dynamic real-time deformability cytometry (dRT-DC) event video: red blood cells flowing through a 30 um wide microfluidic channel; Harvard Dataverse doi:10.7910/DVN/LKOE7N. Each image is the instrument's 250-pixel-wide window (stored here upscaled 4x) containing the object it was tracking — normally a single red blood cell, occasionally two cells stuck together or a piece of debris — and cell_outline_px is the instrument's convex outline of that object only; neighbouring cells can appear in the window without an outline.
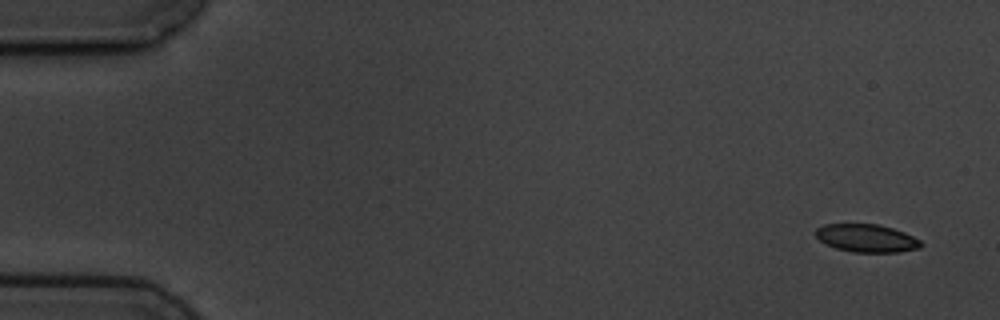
{"species": "common noctule bat (a hibernating species)", "species_latin": "Nyctalus noctula", "temperature_condition": "cold", "stored_images_in_passage": 5, "camera_frame_rate_fps": 3000, "um_per_image_px": 0.085, "animal": {"sex": "male", "body_mass_g": 19.5, "forearm_length_mm": 54.6}, "frame": {"image": 1, "passage_image": 1, "time_ms": 0.0, "image_size_px": [1000, 320], "cell_outline_px": [[924, 244], [920, 248], [900, 252], [852, 252], [836, 248], [820, 240], [812, 232], [816, 228], [824, 224], [880, 224], [904, 232], [920, 240]], "centroid_in_image_um": [73.66, 20.24], "position_along_channel_um": 11.3, "area_um2": 17.22}}
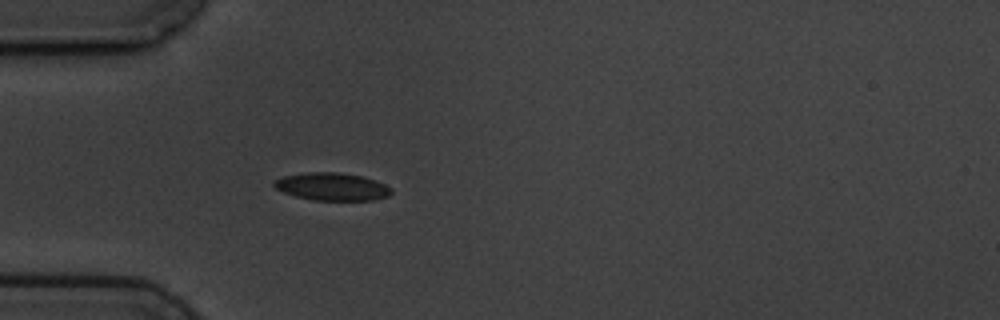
{"frame": {"image": 2, "passage_image": 5, "time_ms": 4.667, "image_size_px": [1000, 320], "cell_outline_px": [[392, 192], [388, 196], [372, 200], [312, 200], [296, 196], [284, 192], [276, 188], [272, 184], [272, 180], [284, 176], [304, 172], [336, 172], [360, 176], [384, 184], [392, 188]], "centroid_in_image_um": [28.18, 15.86], "position_along_channel_um": 56.8, "area_um2": 18.79}}